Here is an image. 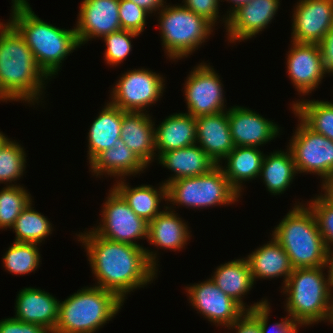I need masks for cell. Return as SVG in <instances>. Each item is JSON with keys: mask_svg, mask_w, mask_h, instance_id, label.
<instances>
[{"mask_svg": "<svg viewBox=\"0 0 333 333\" xmlns=\"http://www.w3.org/2000/svg\"><path fill=\"white\" fill-rule=\"evenodd\" d=\"M12 4L8 22L24 38L39 67L53 78L61 69L64 58L81 46L75 28L61 29L44 22L27 0H12Z\"/></svg>", "mask_w": 333, "mask_h": 333, "instance_id": "3957f363", "label": "cell"}, {"mask_svg": "<svg viewBox=\"0 0 333 333\" xmlns=\"http://www.w3.org/2000/svg\"><path fill=\"white\" fill-rule=\"evenodd\" d=\"M166 189L167 203L194 209L231 205L241 196L220 165L203 175L171 181L166 184Z\"/></svg>", "mask_w": 333, "mask_h": 333, "instance_id": "ba28073f", "label": "cell"}, {"mask_svg": "<svg viewBox=\"0 0 333 333\" xmlns=\"http://www.w3.org/2000/svg\"><path fill=\"white\" fill-rule=\"evenodd\" d=\"M8 139V136L6 137L5 134L0 132V147L3 145V143Z\"/></svg>", "mask_w": 333, "mask_h": 333, "instance_id": "681fc988", "label": "cell"}, {"mask_svg": "<svg viewBox=\"0 0 333 333\" xmlns=\"http://www.w3.org/2000/svg\"><path fill=\"white\" fill-rule=\"evenodd\" d=\"M196 144L216 163L222 164L233 149L228 110L196 118Z\"/></svg>", "mask_w": 333, "mask_h": 333, "instance_id": "ffe728a7", "label": "cell"}, {"mask_svg": "<svg viewBox=\"0 0 333 333\" xmlns=\"http://www.w3.org/2000/svg\"><path fill=\"white\" fill-rule=\"evenodd\" d=\"M280 0H252L239 6L228 16L226 25L227 39L230 43L251 39L271 23Z\"/></svg>", "mask_w": 333, "mask_h": 333, "instance_id": "e0dca14e", "label": "cell"}, {"mask_svg": "<svg viewBox=\"0 0 333 333\" xmlns=\"http://www.w3.org/2000/svg\"><path fill=\"white\" fill-rule=\"evenodd\" d=\"M155 150L165 152L196 144V118L187 113H173L155 127Z\"/></svg>", "mask_w": 333, "mask_h": 333, "instance_id": "cb8c5ba5", "label": "cell"}, {"mask_svg": "<svg viewBox=\"0 0 333 333\" xmlns=\"http://www.w3.org/2000/svg\"><path fill=\"white\" fill-rule=\"evenodd\" d=\"M293 12V42L320 44L333 27V0H299Z\"/></svg>", "mask_w": 333, "mask_h": 333, "instance_id": "5bb4252c", "label": "cell"}, {"mask_svg": "<svg viewBox=\"0 0 333 333\" xmlns=\"http://www.w3.org/2000/svg\"><path fill=\"white\" fill-rule=\"evenodd\" d=\"M298 174L291 151H274L265 155L260 177L272 195H280L290 187L295 174Z\"/></svg>", "mask_w": 333, "mask_h": 333, "instance_id": "4dcf8cb0", "label": "cell"}, {"mask_svg": "<svg viewBox=\"0 0 333 333\" xmlns=\"http://www.w3.org/2000/svg\"><path fill=\"white\" fill-rule=\"evenodd\" d=\"M185 288L192 307L215 326L217 324L226 328L246 311L224 293L211 278Z\"/></svg>", "mask_w": 333, "mask_h": 333, "instance_id": "4fadbf2b", "label": "cell"}, {"mask_svg": "<svg viewBox=\"0 0 333 333\" xmlns=\"http://www.w3.org/2000/svg\"><path fill=\"white\" fill-rule=\"evenodd\" d=\"M299 123L290 139L297 172L313 173L326 178L333 173V141L310 129L298 116Z\"/></svg>", "mask_w": 333, "mask_h": 333, "instance_id": "8fae6325", "label": "cell"}, {"mask_svg": "<svg viewBox=\"0 0 333 333\" xmlns=\"http://www.w3.org/2000/svg\"><path fill=\"white\" fill-rule=\"evenodd\" d=\"M319 45L325 70L329 75H333V27Z\"/></svg>", "mask_w": 333, "mask_h": 333, "instance_id": "ee69618b", "label": "cell"}, {"mask_svg": "<svg viewBox=\"0 0 333 333\" xmlns=\"http://www.w3.org/2000/svg\"><path fill=\"white\" fill-rule=\"evenodd\" d=\"M48 79L20 33L8 21L0 22V101L35 105Z\"/></svg>", "mask_w": 333, "mask_h": 333, "instance_id": "7a4b0ae2", "label": "cell"}, {"mask_svg": "<svg viewBox=\"0 0 333 333\" xmlns=\"http://www.w3.org/2000/svg\"><path fill=\"white\" fill-rule=\"evenodd\" d=\"M265 154L259 147L235 146L234 149L223 159L226 160L224 167L219 164L228 178L230 184L241 195L243 181L254 180L260 175L262 162ZM226 167V168H225Z\"/></svg>", "mask_w": 333, "mask_h": 333, "instance_id": "f1b7e54d", "label": "cell"}, {"mask_svg": "<svg viewBox=\"0 0 333 333\" xmlns=\"http://www.w3.org/2000/svg\"><path fill=\"white\" fill-rule=\"evenodd\" d=\"M157 14L163 50L174 61L191 55L207 42L214 29L209 21L183 4H168Z\"/></svg>", "mask_w": 333, "mask_h": 333, "instance_id": "52a82bcc", "label": "cell"}, {"mask_svg": "<svg viewBox=\"0 0 333 333\" xmlns=\"http://www.w3.org/2000/svg\"><path fill=\"white\" fill-rule=\"evenodd\" d=\"M125 179H119L113 185V189L123 198L131 209L143 218L146 222L152 221L160 210V202L164 199L167 201L166 185L162 182L159 188H153L151 185H139L130 187Z\"/></svg>", "mask_w": 333, "mask_h": 333, "instance_id": "83f0119b", "label": "cell"}, {"mask_svg": "<svg viewBox=\"0 0 333 333\" xmlns=\"http://www.w3.org/2000/svg\"><path fill=\"white\" fill-rule=\"evenodd\" d=\"M32 202L20 213L13 228L16 233L14 242L40 244L52 234V224L44 214L35 211Z\"/></svg>", "mask_w": 333, "mask_h": 333, "instance_id": "d6a6232c", "label": "cell"}, {"mask_svg": "<svg viewBox=\"0 0 333 333\" xmlns=\"http://www.w3.org/2000/svg\"><path fill=\"white\" fill-rule=\"evenodd\" d=\"M324 269H329L324 274ZM327 277H325V276ZM282 291L288 316L302 326L328 321L333 303L330 265L294 268Z\"/></svg>", "mask_w": 333, "mask_h": 333, "instance_id": "277c9868", "label": "cell"}, {"mask_svg": "<svg viewBox=\"0 0 333 333\" xmlns=\"http://www.w3.org/2000/svg\"><path fill=\"white\" fill-rule=\"evenodd\" d=\"M268 242L246 257L253 280L283 276L285 285L294 268L285 249L273 237Z\"/></svg>", "mask_w": 333, "mask_h": 333, "instance_id": "d4e9b609", "label": "cell"}, {"mask_svg": "<svg viewBox=\"0 0 333 333\" xmlns=\"http://www.w3.org/2000/svg\"><path fill=\"white\" fill-rule=\"evenodd\" d=\"M192 70L184 84L187 114L197 118L228 110L224 105L223 83L214 68L202 62Z\"/></svg>", "mask_w": 333, "mask_h": 333, "instance_id": "7c38bea8", "label": "cell"}, {"mask_svg": "<svg viewBox=\"0 0 333 333\" xmlns=\"http://www.w3.org/2000/svg\"><path fill=\"white\" fill-rule=\"evenodd\" d=\"M272 231V237L285 249L293 268L327 266V249L316 219L308 206L296 203Z\"/></svg>", "mask_w": 333, "mask_h": 333, "instance_id": "5b68a950", "label": "cell"}, {"mask_svg": "<svg viewBox=\"0 0 333 333\" xmlns=\"http://www.w3.org/2000/svg\"><path fill=\"white\" fill-rule=\"evenodd\" d=\"M163 77L148 69L139 68L122 73L111 92L110 103L125 112H144L154 105L165 89Z\"/></svg>", "mask_w": 333, "mask_h": 333, "instance_id": "30bf717a", "label": "cell"}, {"mask_svg": "<svg viewBox=\"0 0 333 333\" xmlns=\"http://www.w3.org/2000/svg\"><path fill=\"white\" fill-rule=\"evenodd\" d=\"M324 194L321 193L320 196L327 202L333 204V173L328 175L322 180V187ZM323 194V195H322Z\"/></svg>", "mask_w": 333, "mask_h": 333, "instance_id": "bcb514c9", "label": "cell"}, {"mask_svg": "<svg viewBox=\"0 0 333 333\" xmlns=\"http://www.w3.org/2000/svg\"><path fill=\"white\" fill-rule=\"evenodd\" d=\"M228 119L234 146H263L280 131L275 122L246 107L232 106L228 109Z\"/></svg>", "mask_w": 333, "mask_h": 333, "instance_id": "ac0fdd59", "label": "cell"}, {"mask_svg": "<svg viewBox=\"0 0 333 333\" xmlns=\"http://www.w3.org/2000/svg\"><path fill=\"white\" fill-rule=\"evenodd\" d=\"M156 158L159 164L174 172L172 177L163 182L165 185L177 179L206 174L216 166L197 144L162 153Z\"/></svg>", "mask_w": 333, "mask_h": 333, "instance_id": "603a6c76", "label": "cell"}, {"mask_svg": "<svg viewBox=\"0 0 333 333\" xmlns=\"http://www.w3.org/2000/svg\"><path fill=\"white\" fill-rule=\"evenodd\" d=\"M327 322L333 324V303H332V306H331L330 315H329V318H328Z\"/></svg>", "mask_w": 333, "mask_h": 333, "instance_id": "f907efd6", "label": "cell"}, {"mask_svg": "<svg viewBox=\"0 0 333 333\" xmlns=\"http://www.w3.org/2000/svg\"><path fill=\"white\" fill-rule=\"evenodd\" d=\"M17 295L13 318L41 325L53 333L58 322L59 300L52 294L33 287L21 289Z\"/></svg>", "mask_w": 333, "mask_h": 333, "instance_id": "d6986e66", "label": "cell"}, {"mask_svg": "<svg viewBox=\"0 0 333 333\" xmlns=\"http://www.w3.org/2000/svg\"><path fill=\"white\" fill-rule=\"evenodd\" d=\"M314 214L319 232L327 249L332 252L333 246V204L325 201L320 195L306 203ZM309 204V205H308Z\"/></svg>", "mask_w": 333, "mask_h": 333, "instance_id": "74e56055", "label": "cell"}, {"mask_svg": "<svg viewBox=\"0 0 333 333\" xmlns=\"http://www.w3.org/2000/svg\"><path fill=\"white\" fill-rule=\"evenodd\" d=\"M75 31L80 45L92 38L122 30L119 20V0L81 1Z\"/></svg>", "mask_w": 333, "mask_h": 333, "instance_id": "2e32d148", "label": "cell"}, {"mask_svg": "<svg viewBox=\"0 0 333 333\" xmlns=\"http://www.w3.org/2000/svg\"><path fill=\"white\" fill-rule=\"evenodd\" d=\"M269 304L267 299H262L260 302L250 306L247 305L248 310L259 319L261 333H298V328L299 326L302 327V325L294 322L289 316L282 318L281 322L275 323L270 329H268V319L271 310Z\"/></svg>", "mask_w": 333, "mask_h": 333, "instance_id": "f35d334b", "label": "cell"}, {"mask_svg": "<svg viewBox=\"0 0 333 333\" xmlns=\"http://www.w3.org/2000/svg\"><path fill=\"white\" fill-rule=\"evenodd\" d=\"M105 105L88 132L89 164L100 153L113 147L115 141L121 137L122 110L110 102Z\"/></svg>", "mask_w": 333, "mask_h": 333, "instance_id": "4316f807", "label": "cell"}, {"mask_svg": "<svg viewBox=\"0 0 333 333\" xmlns=\"http://www.w3.org/2000/svg\"><path fill=\"white\" fill-rule=\"evenodd\" d=\"M291 42V48L286 54L287 73L298 93L302 96L309 95L328 74L323 64L320 45Z\"/></svg>", "mask_w": 333, "mask_h": 333, "instance_id": "9a60e30c", "label": "cell"}, {"mask_svg": "<svg viewBox=\"0 0 333 333\" xmlns=\"http://www.w3.org/2000/svg\"><path fill=\"white\" fill-rule=\"evenodd\" d=\"M137 36H139V34L123 29L105 35L103 40L107 47L104 53L106 63L109 64V66H116L123 62L132 51V42L130 39Z\"/></svg>", "mask_w": 333, "mask_h": 333, "instance_id": "8d00e7d4", "label": "cell"}, {"mask_svg": "<svg viewBox=\"0 0 333 333\" xmlns=\"http://www.w3.org/2000/svg\"><path fill=\"white\" fill-rule=\"evenodd\" d=\"M87 232V233H86ZM76 234L86 249L91 270L100 288L113 292L121 301L136 288L157 277V253L146 248L98 236L92 229Z\"/></svg>", "mask_w": 333, "mask_h": 333, "instance_id": "6da1fadb", "label": "cell"}, {"mask_svg": "<svg viewBox=\"0 0 333 333\" xmlns=\"http://www.w3.org/2000/svg\"><path fill=\"white\" fill-rule=\"evenodd\" d=\"M329 265L331 270V281H332V290H333V251L330 253Z\"/></svg>", "mask_w": 333, "mask_h": 333, "instance_id": "c3c4849f", "label": "cell"}, {"mask_svg": "<svg viewBox=\"0 0 333 333\" xmlns=\"http://www.w3.org/2000/svg\"><path fill=\"white\" fill-rule=\"evenodd\" d=\"M221 2H222V0H220ZM226 1V0H225ZM229 3L231 2L232 4H234V5H232L231 6V8H230V11H228L227 12V15L226 16H223V21L222 22H224V26H225V28H226V25H227V21H228V16L233 12V11H235L239 6H241V5H244V4H248V3H250L252 0H227ZM229 13V14H228ZM225 19V20H224Z\"/></svg>", "mask_w": 333, "mask_h": 333, "instance_id": "7dc6e473", "label": "cell"}, {"mask_svg": "<svg viewBox=\"0 0 333 333\" xmlns=\"http://www.w3.org/2000/svg\"><path fill=\"white\" fill-rule=\"evenodd\" d=\"M149 13L130 0H119V20L121 28L141 34L146 25Z\"/></svg>", "mask_w": 333, "mask_h": 333, "instance_id": "ab89813d", "label": "cell"}, {"mask_svg": "<svg viewBox=\"0 0 333 333\" xmlns=\"http://www.w3.org/2000/svg\"><path fill=\"white\" fill-rule=\"evenodd\" d=\"M38 244L14 242L3 256L5 270L16 275L29 274L40 264Z\"/></svg>", "mask_w": 333, "mask_h": 333, "instance_id": "836d02e7", "label": "cell"}, {"mask_svg": "<svg viewBox=\"0 0 333 333\" xmlns=\"http://www.w3.org/2000/svg\"><path fill=\"white\" fill-rule=\"evenodd\" d=\"M0 333H50L38 324L25 323L13 317L0 320Z\"/></svg>", "mask_w": 333, "mask_h": 333, "instance_id": "b9f144b4", "label": "cell"}, {"mask_svg": "<svg viewBox=\"0 0 333 333\" xmlns=\"http://www.w3.org/2000/svg\"><path fill=\"white\" fill-rule=\"evenodd\" d=\"M173 207L164 206V211L148 223V240L151 245L180 251L190 240L187 223L179 218ZM171 209V210H170Z\"/></svg>", "mask_w": 333, "mask_h": 333, "instance_id": "484cf974", "label": "cell"}, {"mask_svg": "<svg viewBox=\"0 0 333 333\" xmlns=\"http://www.w3.org/2000/svg\"><path fill=\"white\" fill-rule=\"evenodd\" d=\"M149 14L155 13L156 11H160L164 6H166V2L164 0H130ZM165 3V5H164Z\"/></svg>", "mask_w": 333, "mask_h": 333, "instance_id": "f6af8a7d", "label": "cell"}, {"mask_svg": "<svg viewBox=\"0 0 333 333\" xmlns=\"http://www.w3.org/2000/svg\"><path fill=\"white\" fill-rule=\"evenodd\" d=\"M26 160V152L21 144L8 138L0 147V183L15 186V181L23 176Z\"/></svg>", "mask_w": 333, "mask_h": 333, "instance_id": "e575fe53", "label": "cell"}, {"mask_svg": "<svg viewBox=\"0 0 333 333\" xmlns=\"http://www.w3.org/2000/svg\"><path fill=\"white\" fill-rule=\"evenodd\" d=\"M93 175L96 177L110 175L126 179V176H135L141 174L148 166L131 151L119 138L115 141L114 146L100 153L89 166Z\"/></svg>", "mask_w": 333, "mask_h": 333, "instance_id": "7402d4cb", "label": "cell"}, {"mask_svg": "<svg viewBox=\"0 0 333 333\" xmlns=\"http://www.w3.org/2000/svg\"><path fill=\"white\" fill-rule=\"evenodd\" d=\"M231 328L236 333H261L259 319L250 311L246 310L237 320L234 321L227 329Z\"/></svg>", "mask_w": 333, "mask_h": 333, "instance_id": "7bdbcfd3", "label": "cell"}, {"mask_svg": "<svg viewBox=\"0 0 333 333\" xmlns=\"http://www.w3.org/2000/svg\"><path fill=\"white\" fill-rule=\"evenodd\" d=\"M31 202H33L31 194L20 184L2 188L0 191V229H11L20 213Z\"/></svg>", "mask_w": 333, "mask_h": 333, "instance_id": "d590c367", "label": "cell"}, {"mask_svg": "<svg viewBox=\"0 0 333 333\" xmlns=\"http://www.w3.org/2000/svg\"><path fill=\"white\" fill-rule=\"evenodd\" d=\"M219 1L220 0H183L182 3L187 9L204 17L215 26V23L217 24V20L220 18V16H218Z\"/></svg>", "mask_w": 333, "mask_h": 333, "instance_id": "60d3db41", "label": "cell"}, {"mask_svg": "<svg viewBox=\"0 0 333 333\" xmlns=\"http://www.w3.org/2000/svg\"><path fill=\"white\" fill-rule=\"evenodd\" d=\"M146 112L122 110L121 139L147 165L156 157L155 123Z\"/></svg>", "mask_w": 333, "mask_h": 333, "instance_id": "44dd1931", "label": "cell"}, {"mask_svg": "<svg viewBox=\"0 0 333 333\" xmlns=\"http://www.w3.org/2000/svg\"><path fill=\"white\" fill-rule=\"evenodd\" d=\"M213 273L211 279L215 284L245 310H248L242 299L251 290L255 282L246 257L221 264Z\"/></svg>", "mask_w": 333, "mask_h": 333, "instance_id": "f546056e", "label": "cell"}, {"mask_svg": "<svg viewBox=\"0 0 333 333\" xmlns=\"http://www.w3.org/2000/svg\"><path fill=\"white\" fill-rule=\"evenodd\" d=\"M123 301L98 286L79 289L59 301L58 322L53 333H94L120 311Z\"/></svg>", "mask_w": 333, "mask_h": 333, "instance_id": "8992f818", "label": "cell"}, {"mask_svg": "<svg viewBox=\"0 0 333 333\" xmlns=\"http://www.w3.org/2000/svg\"><path fill=\"white\" fill-rule=\"evenodd\" d=\"M101 222L92 230L100 237L134 246L138 239H148V222L136 215L131 207L113 189L103 203Z\"/></svg>", "mask_w": 333, "mask_h": 333, "instance_id": "9c48e42d", "label": "cell"}, {"mask_svg": "<svg viewBox=\"0 0 333 333\" xmlns=\"http://www.w3.org/2000/svg\"><path fill=\"white\" fill-rule=\"evenodd\" d=\"M292 111L310 129L333 141V102L306 100L292 104Z\"/></svg>", "mask_w": 333, "mask_h": 333, "instance_id": "1f68e13d", "label": "cell"}]
</instances>
